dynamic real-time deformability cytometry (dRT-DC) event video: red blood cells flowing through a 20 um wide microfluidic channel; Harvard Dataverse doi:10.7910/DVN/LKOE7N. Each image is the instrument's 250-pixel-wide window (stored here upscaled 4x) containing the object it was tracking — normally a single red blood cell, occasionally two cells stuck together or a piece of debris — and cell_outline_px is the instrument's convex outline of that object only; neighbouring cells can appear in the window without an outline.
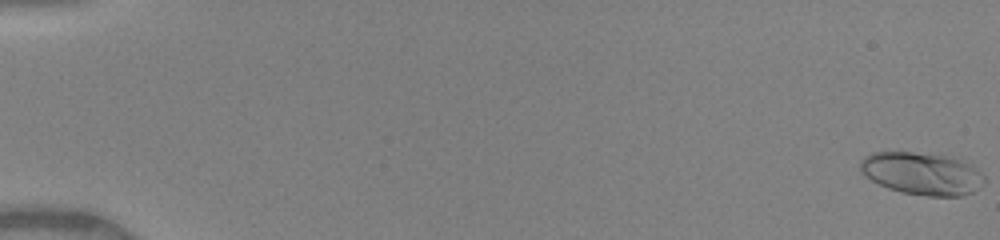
{"species": "human", "species_latin": "Homo sapiens", "temperature_condition": "warm", "stored_images_in_passage": 51, "camera_frame_rate_fps": 3000, "um_per_image_px": 0.085, "donor": {"sex": "female"}, "frame": {"image": 1, "passage_image": 1, "time_ms": 0.0, "image_size_px": [1000, 240], "cell_outline_px": [[984, 184], [980, 188], [972, 192], [960, 196], [928, 196], [904, 192], [888, 188], [872, 180], [860, 172], [860, 160], [864, 156], [872, 152], [912, 152], [944, 156], [968, 164], [980, 172], [984, 176]], "centroid_in_image_um": [78.33, 14.76], "position_along_channel_um": 6.7, "area_um2": 30.29}}
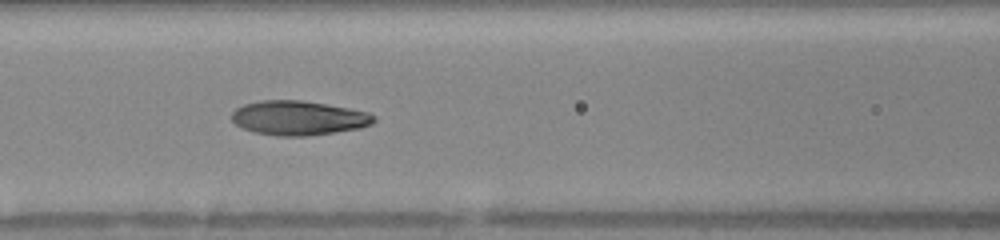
{"frame": {"image": 2, "passage_image": 24, "time_ms": 7.667, "image_size_px": [1000, 240], "cell_outline_px": [[376, 120], [372, 124], [360, 128], [308, 136], [276, 136], [252, 132], [236, 124], [232, 120], [232, 112], [236, 108], [244, 104], [260, 100], [300, 100], [348, 108], [368, 112], [376, 116]], "centroid_in_image_um": [25.37, 10.03], "position_along_channel_um": 141.2, "area_um2": 28.5}}
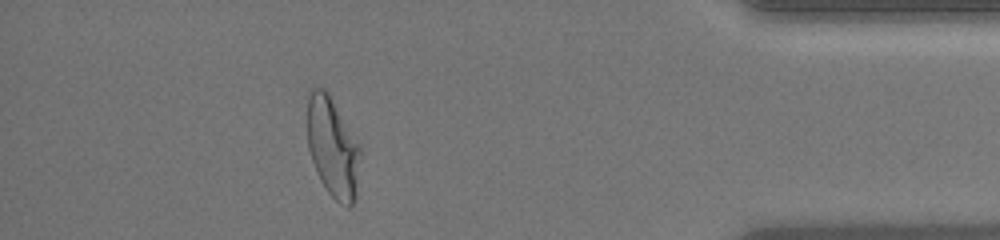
{"frame": {"image": 3, "passage_image": 46, "time_ms": 15.0, "image_size_px": [1000, 240], "cell_outline_px": [[360, 152], [356, 192], [352, 204], [348, 208], [340, 204], [328, 192], [320, 180], [316, 172], [308, 148], [308, 100], [312, 88], [324, 88], [328, 92], [360, 144]], "centroid_in_image_um": [28.28, 12.53], "position_along_channel_um": 406.9, "area_um2": 30.58}, "authors_computed_cell_mechanics": {"area_um2": 28.5532, "velocity_mm_per_s": 4.1217, "shape_relaxation_time_tau1_ms": 4.3061, "shape_relaxation_time_tau2_ms": 0.9939, "deformation_change_tau1": 0.1997, "deformation_change_tau2": 0.0747}}